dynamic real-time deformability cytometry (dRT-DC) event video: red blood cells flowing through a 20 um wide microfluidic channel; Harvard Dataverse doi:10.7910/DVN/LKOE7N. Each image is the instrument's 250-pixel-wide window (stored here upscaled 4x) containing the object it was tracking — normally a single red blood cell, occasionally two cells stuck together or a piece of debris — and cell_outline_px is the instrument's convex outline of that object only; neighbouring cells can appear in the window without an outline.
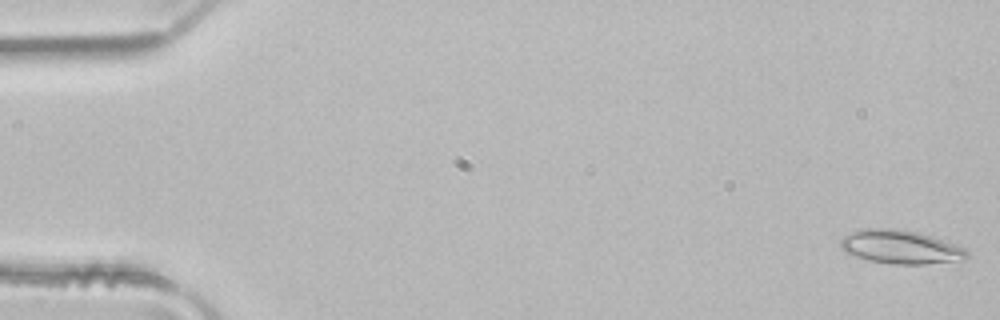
{"species": "common noctule bat (a hibernating species)", "species_latin": "Nyctalus noctula", "temperature_condition": "room temperature", "stored_images_in_passage": 3, "camera_frame_rate_fps": 3000, "um_per_image_px": 0.085, "animal": {"sex": "male", "body_mass_g": 21.5, "forearm_length_mm": 52.0}, "frame": {"image": 1, "passage_image": 1, "time_ms": 0.0, "image_size_px": [1000, 320], "cell_outline_px": [[968, 256], [964, 260], [924, 264], [892, 264], [868, 260], [856, 256], [840, 248], [840, 240], [844, 236], [852, 232], [868, 228], [892, 228], [916, 232], [932, 236], [968, 248]], "centroid_in_image_um": [76.59, 21.0], "position_along_channel_um": 8.4, "area_um2": 24.74}}